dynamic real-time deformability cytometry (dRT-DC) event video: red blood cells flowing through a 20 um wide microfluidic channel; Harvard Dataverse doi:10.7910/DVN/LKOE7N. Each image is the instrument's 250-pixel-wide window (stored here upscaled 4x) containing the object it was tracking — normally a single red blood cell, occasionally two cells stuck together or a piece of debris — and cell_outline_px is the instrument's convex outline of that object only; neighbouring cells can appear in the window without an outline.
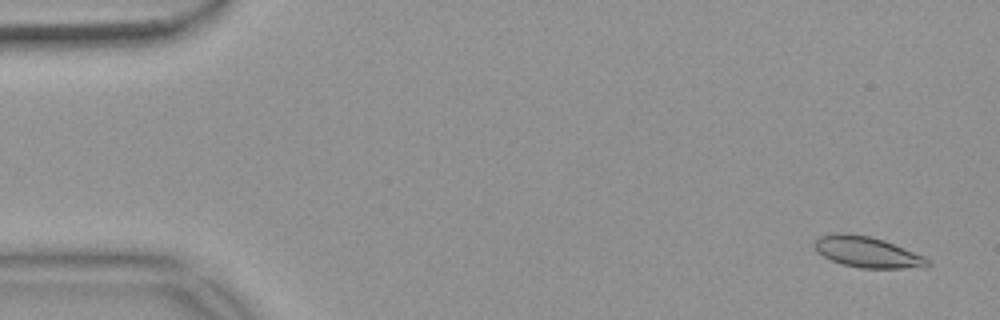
{"species": "common noctule bat (a hibernating species)", "species_latin": "Nyctalus noctula", "temperature_condition": "warm", "stored_images_in_passage": 55, "camera_frame_rate_fps": 3000, "um_per_image_px": 0.085, "animal": {"sex": "female", "body_mass_g": 18.4}, "frame": {"image": 1, "passage_image": 3, "time_ms": 0.667, "image_size_px": [1000, 320], "cell_outline_px": [[932, 264], [928, 268], [860, 268], [844, 264], [832, 260], [816, 252], [812, 244], [820, 236], [832, 232], [848, 232], [868, 236], [884, 240], [924, 256]], "centroid_in_image_um": [73.71, 21.42], "position_along_channel_um": 11.3, "area_um2": 20.58}}
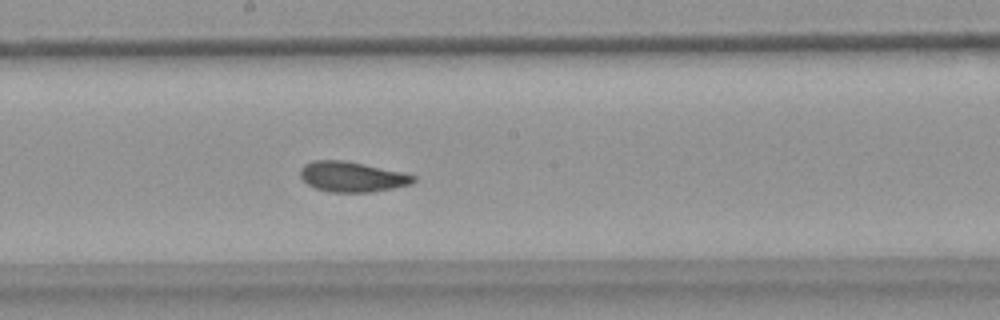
{"frame": {"image": 2, "passage_image": 30, "time_ms": 9.667, "image_size_px": [1000, 320], "cell_outline_px": [[416, 180], [412, 184], [372, 192], [328, 192], [316, 188], [308, 184], [300, 176], [300, 168], [304, 164], [312, 160], [344, 160], [400, 172], [416, 176]], "centroid_in_image_um": [29.89, 15.03], "position_along_channel_um": 218.3, "area_um2": 19.83}}
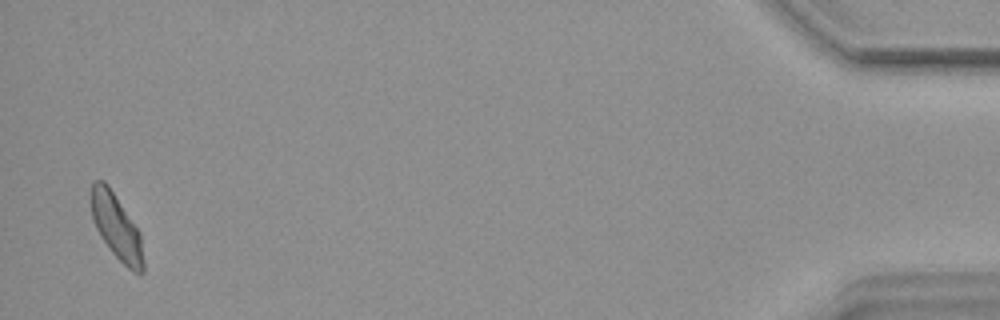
{"frame": {"image": 3, "passage_image": 54, "time_ms": 17.667, "image_size_px": [1000, 320], "cell_outline_px": [[144, 272], [140, 276], [132, 272], [108, 248], [100, 236], [92, 220], [92, 184], [96, 180], [104, 180], [108, 184], [140, 232], [144, 260]], "centroid_in_image_um": [9.93, 19.34], "position_along_channel_um": 425.3, "area_um2": 19.88}, "authors_computed_cell_mechanics": {"area_um2": 20.23, "velocity_mm_per_s": 3.6832, "shape_relaxation_time_tau1_ms": 8.8518, "shape_relaxation_time_tau2_ms": 2.2084, "deformation_change_tau1": 0.1601, "deformation_change_tau2": 0.0651}}